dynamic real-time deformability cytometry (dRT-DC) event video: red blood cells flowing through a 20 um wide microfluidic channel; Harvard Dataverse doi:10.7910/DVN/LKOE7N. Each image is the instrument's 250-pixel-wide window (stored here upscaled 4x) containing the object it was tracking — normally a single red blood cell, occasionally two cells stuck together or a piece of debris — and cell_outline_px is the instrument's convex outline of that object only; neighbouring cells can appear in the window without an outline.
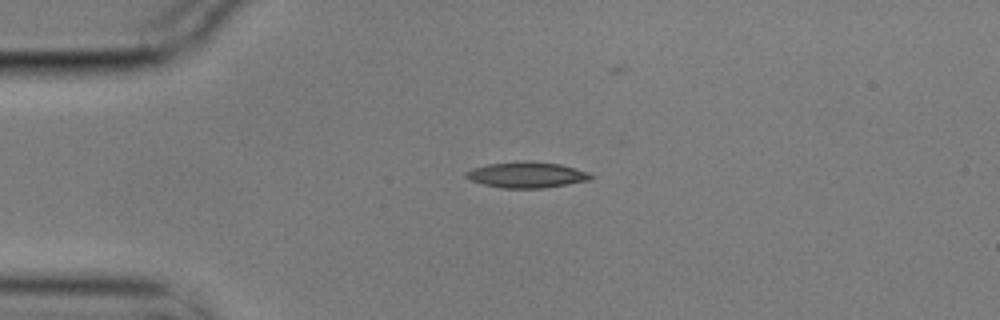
{"species": "common noctule bat (a hibernating species)", "species_latin": "Nyctalus noctula", "temperature_condition": "cold", "stored_images_in_passage": 2, "camera_frame_rate_fps": 3000, "um_per_image_px": 0.085, "animal": {"sex": "male", "body_mass_g": 17.9}, "frame": {"image": 1, "passage_image": 1, "time_ms": 0.0, "image_size_px": [1000, 320], "cell_outline_px": [[592, 180], [544, 188], [504, 188], [484, 184], [472, 180], [464, 176], [464, 172], [472, 168], [488, 164], [524, 160], [560, 164], [576, 168], [588, 172], [592, 176]], "centroid_in_image_um": [44.78, 14.85], "position_along_channel_um": 40.2, "area_um2": 18.84}}